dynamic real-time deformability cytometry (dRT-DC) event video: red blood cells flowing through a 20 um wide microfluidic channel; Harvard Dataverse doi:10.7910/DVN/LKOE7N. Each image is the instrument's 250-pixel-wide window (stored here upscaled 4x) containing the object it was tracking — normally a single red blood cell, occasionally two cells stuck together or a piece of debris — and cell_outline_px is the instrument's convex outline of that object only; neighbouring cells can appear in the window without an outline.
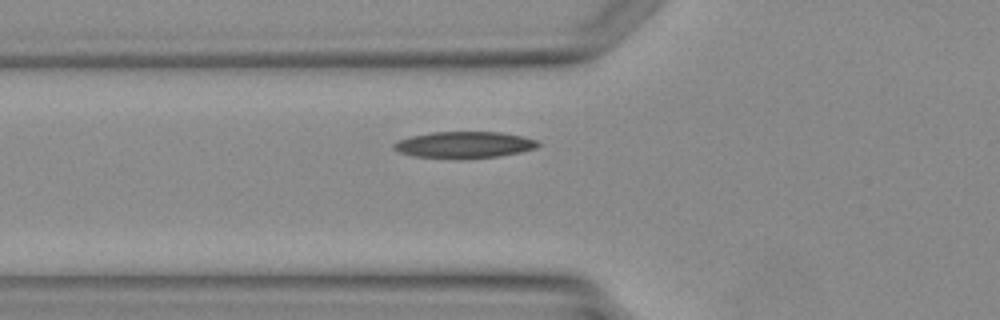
{"species": "Egyptian fruit bat (a non-hibernating species)", "species_latin": "Rousettus aegyptiacus", "temperature_condition": "warm", "stored_images_in_passage": 2, "camera_frame_rate_fps": 3000, "um_per_image_px": 0.085, "animal": {"sex": "female"}, "frame": {"image": 1, "passage_image": 2, "time_ms": 1.333, "image_size_px": [1000, 320], "cell_outline_px": [[540, 144], [536, 148], [520, 152], [500, 156], [416, 156], [400, 152], [392, 148], [392, 144], [396, 140], [412, 136], [432, 132], [500, 132], [524, 136], [540, 140]], "centroid_in_image_um": [39.51, 12.26], "position_along_channel_um": 86.3, "area_um2": 21.5}}